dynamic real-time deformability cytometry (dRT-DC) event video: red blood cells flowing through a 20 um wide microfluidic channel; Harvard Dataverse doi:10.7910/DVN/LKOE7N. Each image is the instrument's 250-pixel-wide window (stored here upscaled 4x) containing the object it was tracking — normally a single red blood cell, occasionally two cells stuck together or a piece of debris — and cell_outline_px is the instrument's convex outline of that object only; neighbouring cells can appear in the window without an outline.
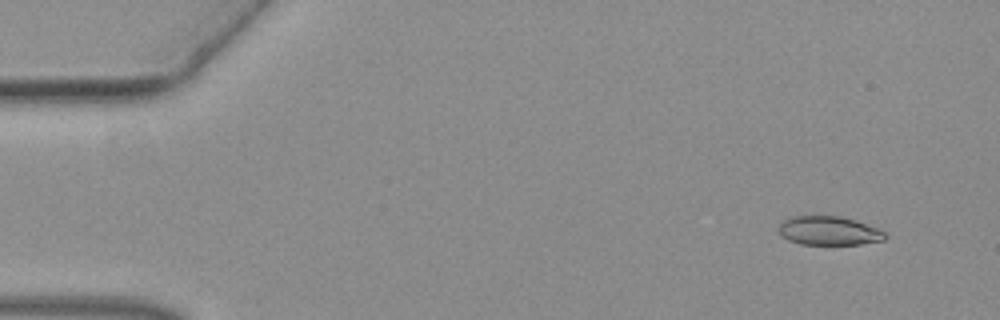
{"species": "common noctule bat (a hibernating species)", "species_latin": "Nyctalus noctula", "temperature_condition": "warm", "stored_images_in_passage": 16, "camera_frame_rate_fps": 3000, "um_per_image_px": 0.085, "animal": {"sex": "female", "body_mass_g": 19.3, "forearm_length_mm": 54.1}, "frame": {"image": 1, "passage_image": 4, "time_ms": 1.0, "image_size_px": [1000, 320], "cell_outline_px": [[888, 236], [884, 240], [860, 244], [800, 244], [788, 240], [780, 236], [780, 224], [788, 216], [840, 216], [856, 220], [880, 228]], "centroid_in_image_um": [70.48, 19.61], "position_along_channel_um": 14.5, "area_um2": 18.03}}
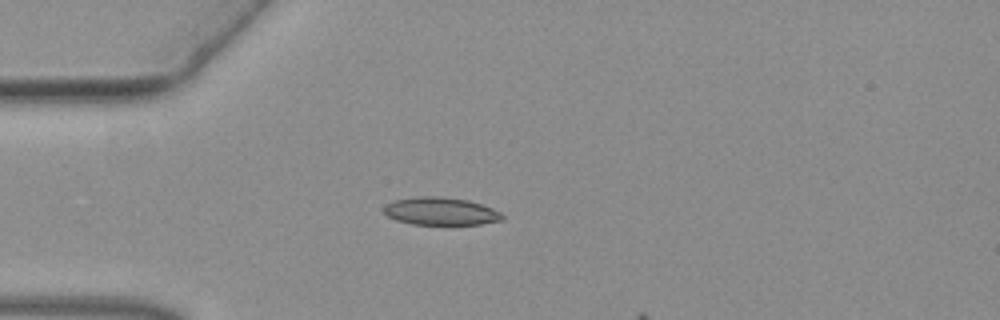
{"frame": {"image": 2, "passage_image": 14, "time_ms": 4.333, "image_size_px": [1000, 320], "cell_outline_px": [[504, 220], [480, 224], [412, 224], [396, 220], [388, 216], [384, 212], [384, 204], [392, 200], [420, 196], [440, 196], [468, 200], [492, 208], [500, 212], [504, 216]], "centroid_in_image_um": [37.44, 17.95], "position_along_channel_um": 47.6, "area_um2": 19.19}}